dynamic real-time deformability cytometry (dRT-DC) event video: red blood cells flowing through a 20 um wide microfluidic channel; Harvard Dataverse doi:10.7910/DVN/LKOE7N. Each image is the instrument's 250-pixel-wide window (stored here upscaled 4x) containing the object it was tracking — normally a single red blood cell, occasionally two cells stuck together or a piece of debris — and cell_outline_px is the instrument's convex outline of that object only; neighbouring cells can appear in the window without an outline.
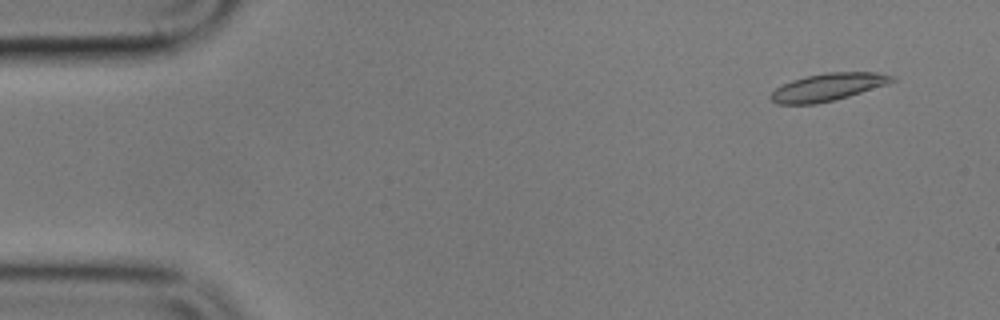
{"species": "common noctule bat (a hibernating species)", "species_latin": "Nyctalus noctula", "temperature_condition": "cold", "stored_images_in_passage": 5, "camera_frame_rate_fps": 3000, "um_per_image_px": 0.085, "animal": {"sex": "male", "body_mass_g": 17.9}, "frame": {"image": 1, "passage_image": 2, "time_ms": 1.0, "image_size_px": [1000, 320], "cell_outline_px": [[896, 80], [888, 84], [848, 96], [816, 104], [776, 104], [772, 100], [772, 92], [776, 88], [792, 80], [808, 76], [828, 72], [876, 72], [896, 76]], "centroid_in_image_um": [70.42, 7.39], "position_along_channel_um": 14.6, "area_um2": 19.19}}
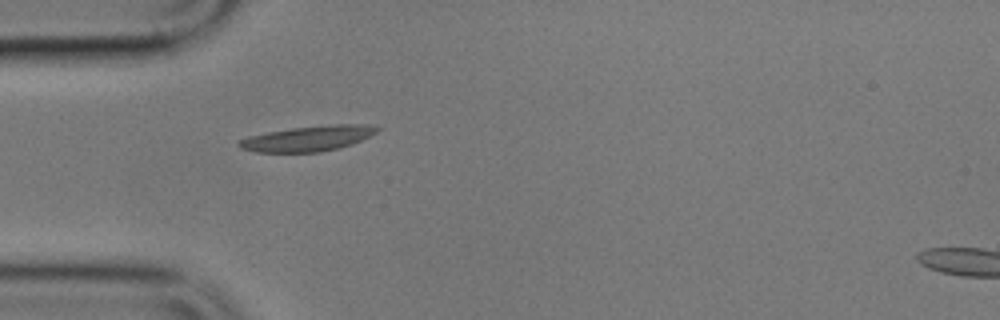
{"frame": {"image": 2, "passage_image": 5, "time_ms": 5.667, "image_size_px": [1000, 320], "cell_outline_px": [[380, 128], [376, 132], [352, 144], [340, 148], [320, 152], [256, 152], [240, 148], [236, 144], [236, 140], [248, 136], [268, 132], [292, 128], [336, 124], [368, 124]], "centroid_in_image_um": [26.13, 11.78], "position_along_channel_um": 58.9, "area_um2": 20.35}}